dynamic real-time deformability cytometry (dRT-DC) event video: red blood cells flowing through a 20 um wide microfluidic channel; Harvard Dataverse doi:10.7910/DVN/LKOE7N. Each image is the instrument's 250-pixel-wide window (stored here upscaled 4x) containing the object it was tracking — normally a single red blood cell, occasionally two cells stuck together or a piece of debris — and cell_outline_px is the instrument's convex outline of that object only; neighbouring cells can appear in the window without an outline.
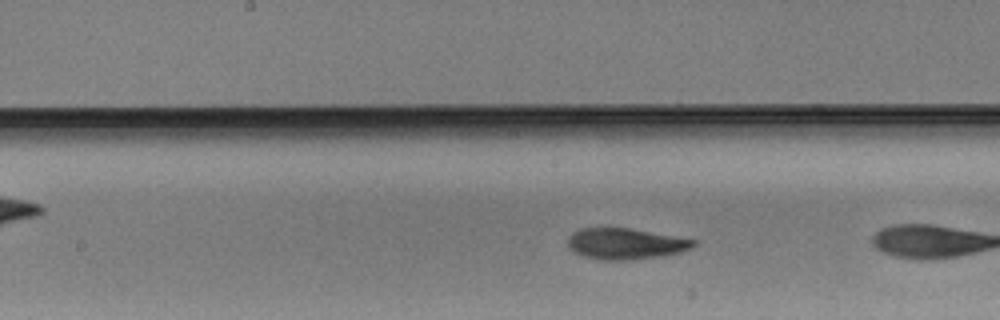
{"species": "Egyptian fruit bat (a non-hibernating species)", "species_latin": "Rousettus aegyptiacus", "temperature_condition": "warm", "stored_images_in_passage": 9, "camera_frame_rate_fps": 3000, "um_per_image_px": 0.085, "animal": {"sex": "male"}, "frame": {"image": 1, "passage_image": 8, "time_ms": 2.333, "image_size_px": [1000, 320], "cell_outline_px": [[696, 244], [692, 248], [680, 252], [660, 256], [632, 260], [600, 260], [584, 256], [568, 248], [568, 236], [572, 232], [580, 228], [632, 228], [696, 240]], "centroid_in_image_um": [53.15, 20.71], "position_along_channel_um": 195.0, "area_um2": 22.83}}